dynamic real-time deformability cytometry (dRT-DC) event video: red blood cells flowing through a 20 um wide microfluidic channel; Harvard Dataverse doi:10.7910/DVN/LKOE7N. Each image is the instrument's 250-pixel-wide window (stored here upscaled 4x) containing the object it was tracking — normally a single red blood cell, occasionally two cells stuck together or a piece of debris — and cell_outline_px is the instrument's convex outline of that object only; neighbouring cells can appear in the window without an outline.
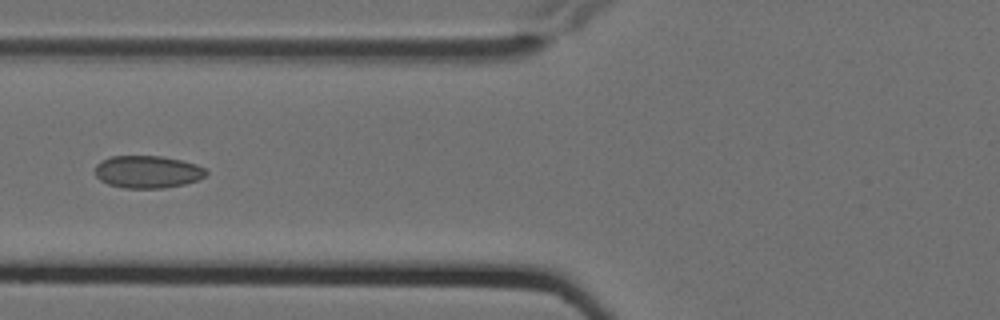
{"species": "Egyptian fruit bat (a non-hibernating species)", "species_latin": "Rousettus aegyptiacus", "temperature_condition": "cold", "stored_images_in_passage": 8, "camera_frame_rate_fps": 3000, "um_per_image_px": 0.085, "animal": {"sex": "female"}, "frame": {"image": 1, "passage_image": 7, "time_ms": 2.0, "image_size_px": [1000, 320], "cell_outline_px": [[208, 172], [204, 176], [196, 180], [184, 184], [164, 188], [124, 188], [108, 184], [100, 180], [96, 176], [96, 164], [100, 160], [112, 156], [160, 156], [180, 160], [196, 164], [204, 168]], "centroid_in_image_um": [12.52, 14.6], "position_along_channel_um": 113.3, "area_um2": 20.92}}